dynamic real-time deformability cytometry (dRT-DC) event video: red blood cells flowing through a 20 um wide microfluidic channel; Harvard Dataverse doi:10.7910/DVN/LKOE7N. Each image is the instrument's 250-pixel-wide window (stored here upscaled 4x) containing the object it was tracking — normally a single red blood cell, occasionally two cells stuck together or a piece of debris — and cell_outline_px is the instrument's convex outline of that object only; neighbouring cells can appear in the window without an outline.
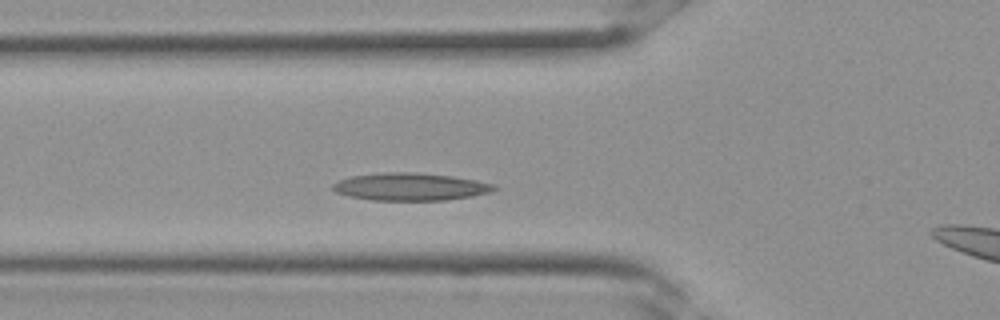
{"species": "Egyptian fruit bat (a non-hibernating species)", "species_latin": "Rousettus aegyptiacus", "temperature_condition": "room temperature", "stored_images_in_passage": 27, "camera_frame_rate_fps": 3000, "um_per_image_px": 0.085, "frame": {"image": 1, "passage_image": 5, "time_ms": 1.333, "image_size_px": [1000, 320], "cell_outline_px": [[496, 188], [488, 192], [472, 196], [448, 200], [372, 200], [348, 196], [336, 192], [332, 188], [332, 184], [340, 180], [352, 176], [388, 172], [416, 172], [452, 176], [476, 180], [496, 184]], "centroid_in_image_um": [34.88, 15.87], "position_along_channel_um": 90.9, "area_um2": 25.78}}
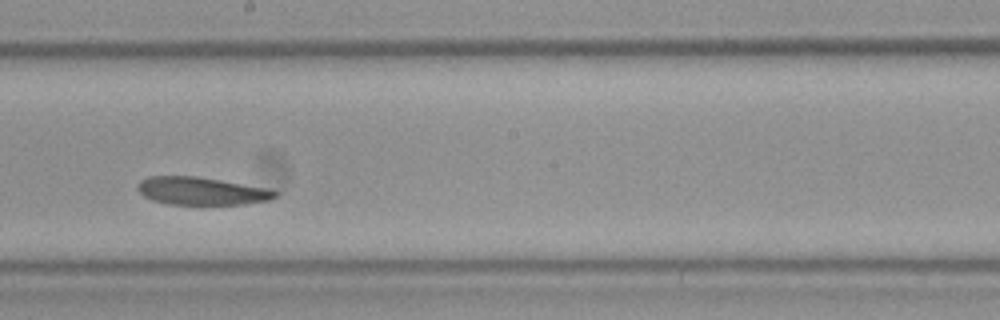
{"frame": {"image": 2, "passage_image": 12, "time_ms": 3.667, "image_size_px": [1000, 320], "cell_outline_px": [[280, 192], [276, 196], [268, 200], [244, 204], [168, 204], [152, 200], [144, 196], [136, 188], [136, 184], [140, 180], [148, 176], [196, 176], [268, 188]], "centroid_in_image_um": [17.09, 16.23], "position_along_channel_um": 231.1, "area_um2": 22.25}}
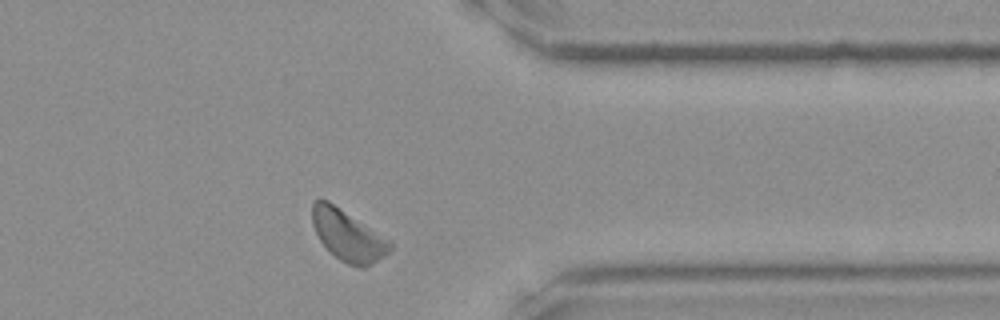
{"frame": {"image": 3, "passage_image": 20, "time_ms": 6.333, "image_size_px": [1000, 320], "cell_outline_px": [[392, 248], [384, 256], [372, 264], [364, 268], [360, 268], [348, 264], [340, 260], [320, 240], [312, 224], [312, 200], [320, 196], [328, 200], [392, 240]], "centroid_in_image_um": [29.58, 19.97], "position_along_channel_um": 381.8, "area_um2": 23.35}}